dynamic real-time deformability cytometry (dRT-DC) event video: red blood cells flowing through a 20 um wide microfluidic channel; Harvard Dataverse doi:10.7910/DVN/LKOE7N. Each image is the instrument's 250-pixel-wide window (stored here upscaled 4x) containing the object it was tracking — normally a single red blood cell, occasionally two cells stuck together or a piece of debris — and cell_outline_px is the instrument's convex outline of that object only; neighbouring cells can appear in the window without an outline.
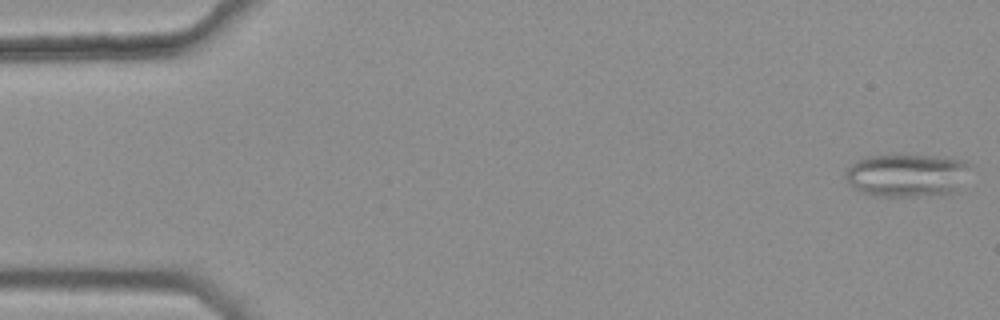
{"species": "common noctule bat (a hibernating species)", "species_latin": "Nyctalus noctula", "temperature_condition": "warm", "stored_images_in_passage": 46, "camera_frame_rate_fps": 3000, "um_per_image_px": 0.085, "animal": {"sex": "female", "body_mass_g": 25.1}, "frame": {"image": 1, "passage_image": 1, "time_ms": 0.0, "image_size_px": [1000, 320], "cell_outline_px": [[968, 164], [952, 188], [948, 192], [916, 196], [880, 196], [864, 192], [848, 184], [844, 176], [844, 172], [856, 160], [864, 156], [896, 152], [944, 156], [964, 160]], "centroid_in_image_um": [76.89, 14.8], "position_along_channel_um": 8.1, "area_um2": 30.98}}
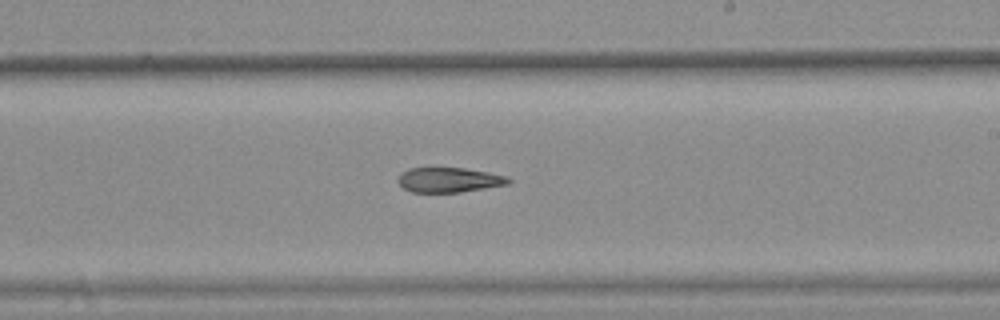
{"frame": {"image": 2, "passage_image": 31, "time_ms": 10.0, "image_size_px": [1000, 320], "cell_outline_px": [[512, 180], [508, 184], [460, 192], [412, 192], [404, 188], [396, 180], [400, 172], [408, 168], [464, 168], [488, 172], [508, 176]], "centroid_in_image_um": [38.15, 15.28], "position_along_channel_um": 250.9, "area_um2": 16.01}}
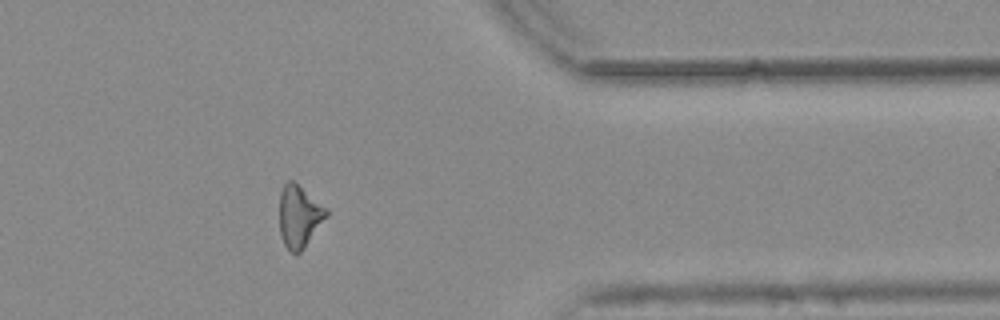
{"frame": {"image": 3, "passage_image": 43, "time_ms": 14.0, "image_size_px": [1000, 320], "cell_outline_px": [[328, 216], [304, 248], [300, 252], [292, 252], [284, 244], [280, 236], [280, 192], [284, 184], [288, 180], [292, 180], [328, 208]], "centroid_in_image_um": [25.45, 18.38], "position_along_channel_um": 386.0, "area_um2": 16.94}}